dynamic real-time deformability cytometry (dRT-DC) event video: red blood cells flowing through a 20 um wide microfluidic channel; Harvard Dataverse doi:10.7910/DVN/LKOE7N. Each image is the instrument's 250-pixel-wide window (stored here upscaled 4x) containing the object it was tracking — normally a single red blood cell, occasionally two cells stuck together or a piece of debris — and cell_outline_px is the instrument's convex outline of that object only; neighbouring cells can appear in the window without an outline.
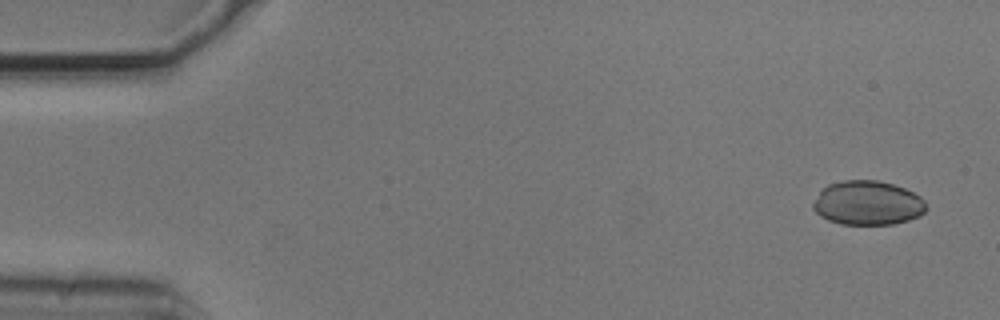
{"species": "common noctule bat (a hibernating species)", "species_latin": "Nyctalus noctula", "temperature_condition": "cold", "stored_images_in_passage": 30, "camera_frame_rate_fps": 3000, "um_per_image_px": 0.085, "animal": {"sex": "male", "body_mass_g": 20.5, "forearm_length_mm": 52.5}, "frame": {"image": 1, "passage_image": 2, "time_ms": 0.333, "image_size_px": [1000, 320], "cell_outline_px": [[928, 208], [920, 216], [908, 220], [892, 224], [840, 224], [828, 220], [820, 216], [812, 208], [812, 204], [820, 192], [828, 184], [844, 180], [876, 180], [892, 184], [904, 188], [920, 196], [924, 200]], "centroid_in_image_um": [73.76, 17.26], "position_along_channel_um": 11.2, "area_um2": 29.13}}
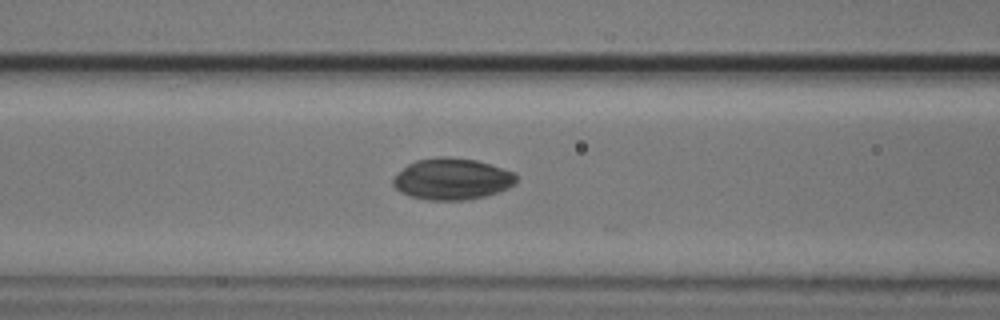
{"frame": {"image": 2, "passage_image": 21, "time_ms": 6.667, "image_size_px": [1000, 320], "cell_outline_px": [[516, 184], [500, 192], [484, 196], [464, 200], [428, 200], [412, 196], [400, 192], [392, 184], [392, 180], [408, 164], [416, 160], [436, 156], [448, 156], [476, 160], [516, 172]], "centroid_in_image_um": [38.45, 15.21], "position_along_channel_um": 128.1, "area_um2": 29.82}}
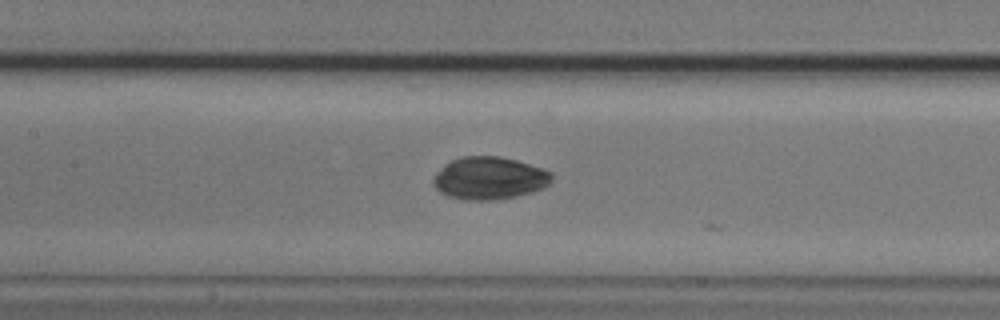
{"frame": {"image": 3, "passage_image": 24, "time_ms": 7.667, "image_size_px": [1000, 320], "cell_outline_px": [[552, 180], [544, 188], [532, 192], [516, 196], [492, 200], [464, 200], [448, 196], [440, 192], [432, 184], [432, 180], [436, 172], [444, 164], [460, 156], [500, 156], [516, 160], [552, 172]], "centroid_in_image_um": [41.56, 15.14], "position_along_channel_um": 165.8, "area_um2": 29.48}}